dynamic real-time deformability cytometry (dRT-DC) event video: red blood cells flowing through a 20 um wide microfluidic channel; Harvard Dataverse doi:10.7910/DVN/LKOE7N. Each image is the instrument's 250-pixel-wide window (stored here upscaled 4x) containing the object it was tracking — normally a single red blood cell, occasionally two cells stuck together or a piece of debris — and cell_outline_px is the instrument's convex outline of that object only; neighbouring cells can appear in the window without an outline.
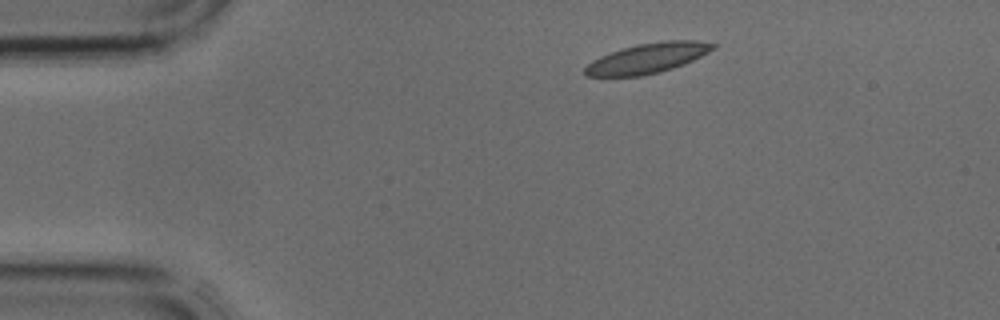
{"species": "common noctule bat (a hibernating species)", "species_latin": "Nyctalus noctula", "temperature_condition": "cold", "stored_images_in_passage": 4, "camera_frame_rate_fps": 3000, "um_per_image_px": 0.085, "animal": {"sex": "male", "body_mass_g": 17.9, "forearm_length_mm": 54.2}, "frame": {"image": 1, "passage_image": 4, "time_ms": 1.0, "image_size_px": [1000, 320], "cell_outline_px": [[720, 44], [716, 48], [684, 64], [660, 72], [644, 76], [584, 76], [584, 68], [592, 60], [600, 56], [624, 48], [640, 44], [664, 40], [696, 40]], "centroid_in_image_um": [55.07, 4.95], "position_along_channel_um": 29.9, "area_um2": 22.37}}